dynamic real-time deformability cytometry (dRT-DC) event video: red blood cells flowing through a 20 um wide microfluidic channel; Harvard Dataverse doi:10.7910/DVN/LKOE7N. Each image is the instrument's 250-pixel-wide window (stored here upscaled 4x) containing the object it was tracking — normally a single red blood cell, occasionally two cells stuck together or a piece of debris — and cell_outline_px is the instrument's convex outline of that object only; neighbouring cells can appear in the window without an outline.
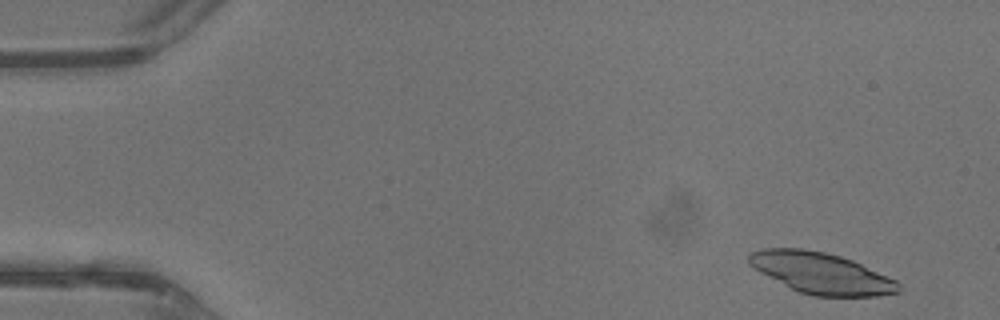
{"species": "common noctule bat (a hibernating species)", "species_latin": "Nyctalus noctula", "temperature_condition": "warm", "stored_images_in_passage": 42, "segment_of_instrument_passage": [1, 2], "camera_frame_rate_fps": 3000, "um_per_image_px": 0.085, "animal": {"sex": "male", "body_mass_g": 13.3}, "frame": {"image": 1, "passage_image": 2, "time_ms": 0.333, "image_size_px": [1000, 320], "cell_outline_px": [[900, 292], [880, 296], [812, 296], [796, 292], [760, 272], [748, 264], [748, 256], [752, 252], [760, 248], [804, 248], [824, 252], [840, 256], [852, 260], [896, 280], [900, 284]], "centroid_in_image_um": [69.78, 23.22], "position_along_channel_um": 15.2, "area_um2": 36.01}}
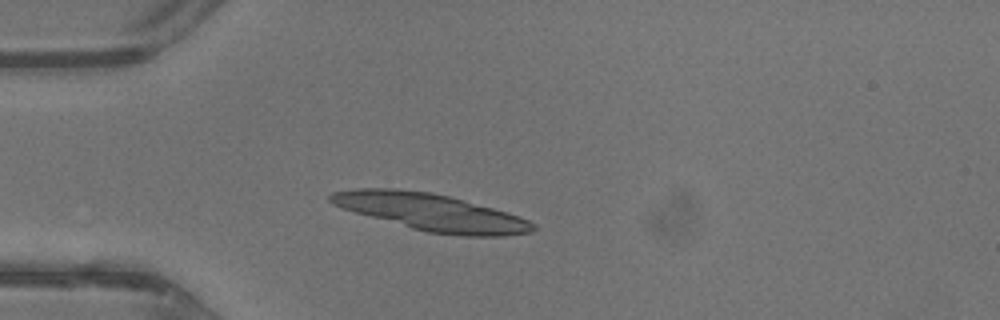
{"frame": {"image": 2, "passage_image": 11, "time_ms": 3.333, "image_size_px": [1000, 320], "cell_outline_px": [[536, 228], [532, 232], [504, 236], [464, 236], [428, 232], [412, 228], [356, 212], [332, 204], [328, 200], [328, 196], [332, 192], [356, 188], [396, 188], [432, 192], [448, 196], [492, 208], [528, 220], [536, 224]], "centroid_in_image_um": [36.63, 18.03], "position_along_channel_um": 48.4, "area_um2": 43.12}}